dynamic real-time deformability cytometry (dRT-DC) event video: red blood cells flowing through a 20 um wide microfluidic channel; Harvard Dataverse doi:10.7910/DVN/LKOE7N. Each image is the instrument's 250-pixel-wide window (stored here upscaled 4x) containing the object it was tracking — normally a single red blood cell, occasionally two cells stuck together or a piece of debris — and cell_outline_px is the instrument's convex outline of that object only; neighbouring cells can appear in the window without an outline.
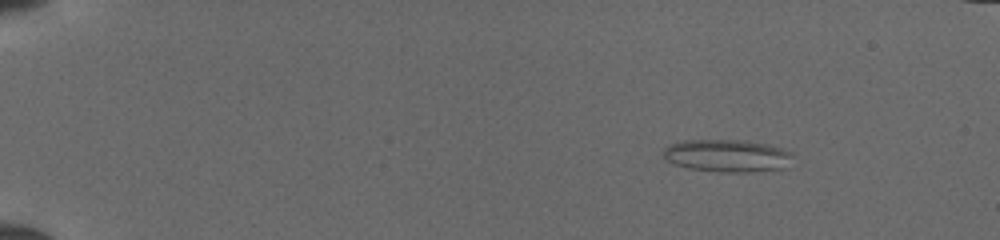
{"species": "common noctule bat (a hibernating species)", "species_latin": "Nyctalus noctula", "temperature_condition": "cold", "stored_images_in_passage": 12, "camera_frame_rate_fps": 3000, "um_per_image_px": 0.085, "animal": {"sex": "female", "body_mass_g": 19.5, "forearm_length_mm": 54.1}, "frame": {"image": 1, "passage_image": 1, "time_ms": 0.0, "image_size_px": [1000, 240], "cell_outline_px": [[792, 156], [780, 168], [748, 172], [724, 172], [688, 168], [676, 164], [668, 160], [664, 156], [664, 148], [672, 144], [684, 140], [740, 140], [768, 144], [792, 152]], "centroid_in_image_um": [61.77, 13.22], "position_along_channel_um": 23.2, "area_um2": 23.93}}
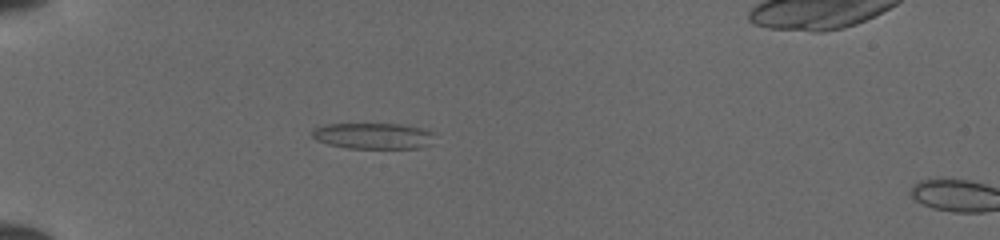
{"frame": {"image": 2, "passage_image": 10, "time_ms": 3.0, "image_size_px": [1000, 240], "cell_outline_px": [[432, 144], [420, 148], [348, 148], [328, 144], [316, 140], [312, 136], [312, 128], [324, 124], [400, 124], [420, 128], [432, 132]], "centroid_in_image_um": [31.68, 11.55], "position_along_channel_um": 53.3, "area_um2": 18.55}}